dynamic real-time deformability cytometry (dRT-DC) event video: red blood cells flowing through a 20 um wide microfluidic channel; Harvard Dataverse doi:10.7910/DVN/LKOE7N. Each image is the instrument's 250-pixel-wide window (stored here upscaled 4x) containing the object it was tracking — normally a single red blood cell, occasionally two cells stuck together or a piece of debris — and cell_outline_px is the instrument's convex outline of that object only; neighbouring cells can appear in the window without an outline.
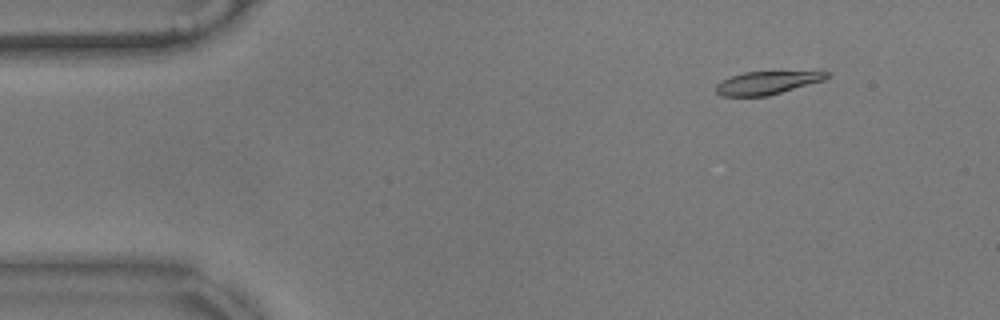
{"species": "common noctule bat (a hibernating species)", "species_latin": "Nyctalus noctula", "temperature_condition": "warm", "stored_images_in_passage": 55, "camera_frame_rate_fps": 3000, "um_per_image_px": 0.085, "animal": {"sex": "male", "body_mass_g": 17.9}, "frame": {"image": 1, "passage_image": 5, "time_ms": 1.333, "image_size_px": [1000, 320], "cell_outline_px": [[832, 72], [824, 80], [768, 96], [720, 96], [716, 92], [716, 84], [732, 76], [744, 72], [820, 68]], "centroid_in_image_um": [65.39, 6.97], "position_along_channel_um": 19.6, "area_um2": 15.84}}
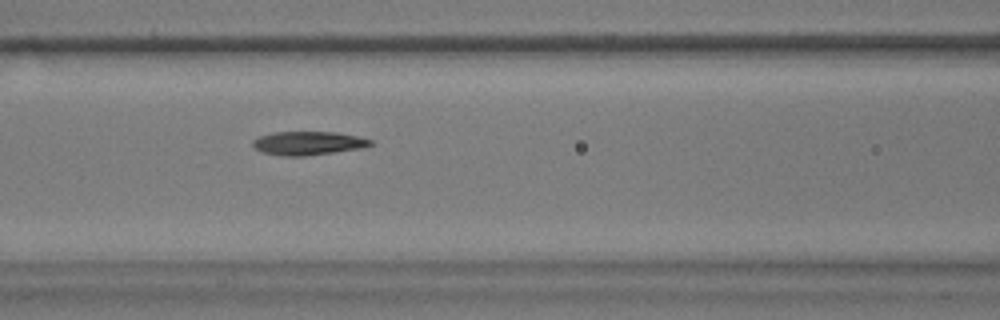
{"frame": {"image": 2, "passage_image": 22, "time_ms": 7.0, "image_size_px": [1000, 320], "cell_outline_px": [[372, 144], [364, 148], [304, 156], [280, 156], [264, 152], [256, 148], [252, 144], [252, 140], [260, 136], [276, 132], [336, 132], [356, 136], [372, 140]], "centroid_in_image_um": [26.2, 12.17], "position_along_channel_um": 140.4, "area_um2": 16.07}}
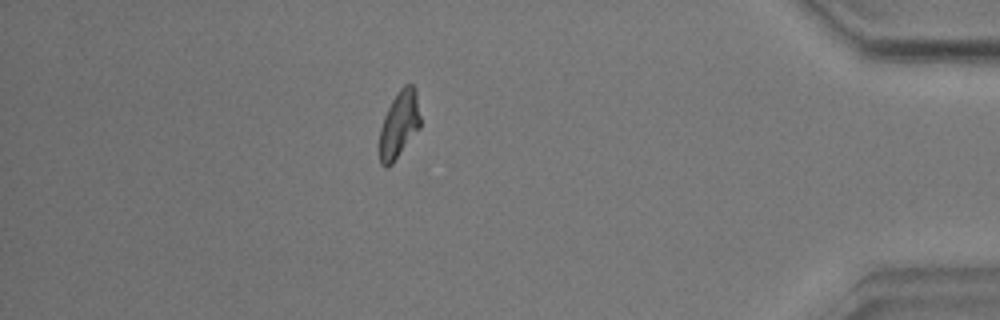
{"frame": {"image": 3, "passage_image": 48, "time_ms": 15.667, "image_size_px": [1000, 320], "cell_outline_px": [[420, 128], [392, 164], [388, 168], [384, 168], [380, 164], [380, 128], [384, 116], [392, 100], [400, 88], [404, 84], [412, 84], [416, 88], [420, 116]], "centroid_in_image_um": [33.93, 10.58], "position_along_channel_um": 401.3, "area_um2": 16.01}, "authors_computed_cell_mechanics": {"area_um2": 16.0684, "velocity_mm_per_s": 3.5168, "shape_relaxation_time_tau1_ms": 5.3275, "shape_relaxation_time_tau2_ms": 3.0487, "deformation_change_tau1": 0.197, "deformation_change_tau2": 0.1219}}